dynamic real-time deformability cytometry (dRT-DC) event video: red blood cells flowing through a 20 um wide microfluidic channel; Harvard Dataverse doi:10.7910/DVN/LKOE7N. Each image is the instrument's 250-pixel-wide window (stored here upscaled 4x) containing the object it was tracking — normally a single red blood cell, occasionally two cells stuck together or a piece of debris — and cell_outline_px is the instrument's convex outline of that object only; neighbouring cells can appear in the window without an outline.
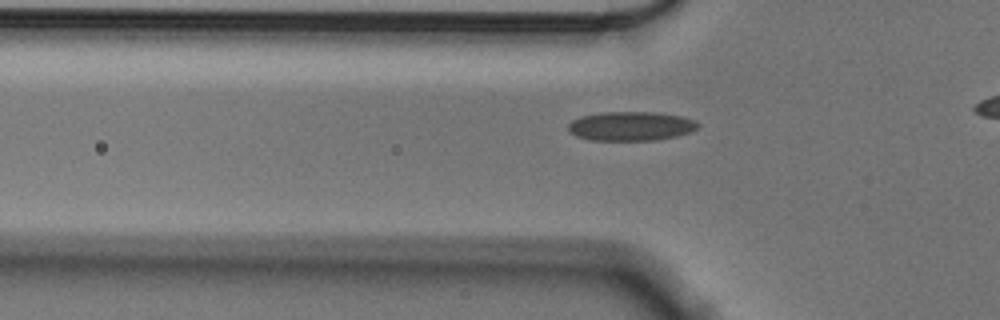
{"species": "Egyptian fruit bat (a non-hibernating species)", "species_latin": "Rousettus aegyptiacus", "temperature_condition": "cold", "stored_images_in_passage": 41, "camera_frame_rate_fps": 3000, "um_per_image_px": 0.085, "animal": {"sex": "male"}, "frame": {"image": 1, "passage_image": 13, "time_ms": 4.0, "image_size_px": [1000, 320], "cell_outline_px": [[700, 124], [692, 132], [676, 136], [656, 140], [588, 140], [576, 136], [568, 132], [568, 124], [572, 120], [580, 116], [600, 112], [656, 112], [680, 116], [696, 120]], "centroid_in_image_um": [53.6, 10.72], "position_along_channel_um": 72.2, "area_um2": 22.25}}
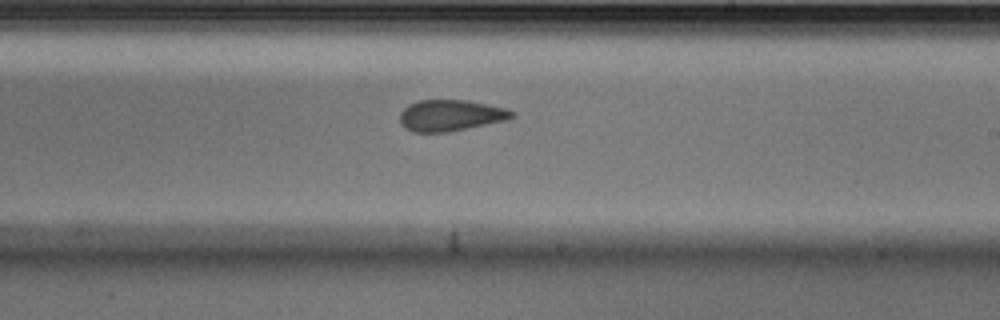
{"frame": {"image": 2, "passage_image": 28, "time_ms": 9.0, "image_size_px": [1000, 320], "cell_outline_px": [[516, 116], [508, 120], [448, 132], [412, 132], [404, 128], [400, 124], [400, 112], [408, 104], [420, 100], [464, 100], [504, 108], [516, 112]], "centroid_in_image_um": [38.28, 9.82], "position_along_channel_um": 250.7, "area_um2": 20.46}}
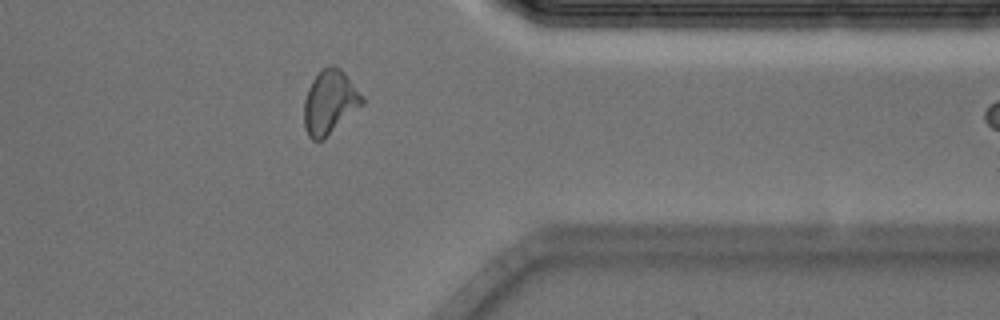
{"frame": {"image": 3, "passage_image": 40, "time_ms": 13.0, "image_size_px": [1000, 320], "cell_outline_px": [[364, 104], [324, 140], [312, 140], [308, 136], [304, 128], [304, 100], [308, 88], [312, 80], [324, 68], [332, 64], [340, 68], [344, 72], [364, 96]], "centroid_in_image_um": [28.04, 8.71], "position_along_channel_um": 383.4, "area_um2": 21.85}}